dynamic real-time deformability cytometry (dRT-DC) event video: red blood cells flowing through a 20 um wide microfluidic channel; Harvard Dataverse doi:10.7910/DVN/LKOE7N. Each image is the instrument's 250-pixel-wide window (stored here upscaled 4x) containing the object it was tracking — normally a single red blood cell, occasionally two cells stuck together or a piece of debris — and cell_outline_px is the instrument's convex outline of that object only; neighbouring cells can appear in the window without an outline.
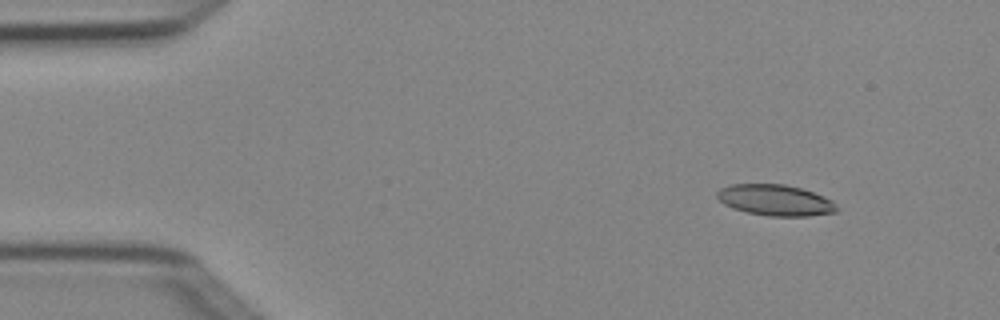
{"species": "Egyptian fruit bat (a non-hibernating species)", "species_latin": "Rousettus aegyptiacus", "temperature_condition": "cold", "stored_images_in_passage": 3, "camera_frame_rate_fps": 3000, "um_per_image_px": 0.085, "animal": {"sex": "female"}, "frame": {"image": 1, "passage_image": 1, "time_ms": 0.0, "image_size_px": [1000, 320], "cell_outline_px": [[840, 208], [836, 212], [808, 216], [768, 216], [748, 212], [732, 208], [724, 204], [716, 196], [716, 192], [720, 188], [732, 184], [784, 184], [800, 188], [824, 196], [832, 200]], "centroid_in_image_um": [65.91, 17.01], "position_along_channel_um": 19.1, "area_um2": 21.68}}